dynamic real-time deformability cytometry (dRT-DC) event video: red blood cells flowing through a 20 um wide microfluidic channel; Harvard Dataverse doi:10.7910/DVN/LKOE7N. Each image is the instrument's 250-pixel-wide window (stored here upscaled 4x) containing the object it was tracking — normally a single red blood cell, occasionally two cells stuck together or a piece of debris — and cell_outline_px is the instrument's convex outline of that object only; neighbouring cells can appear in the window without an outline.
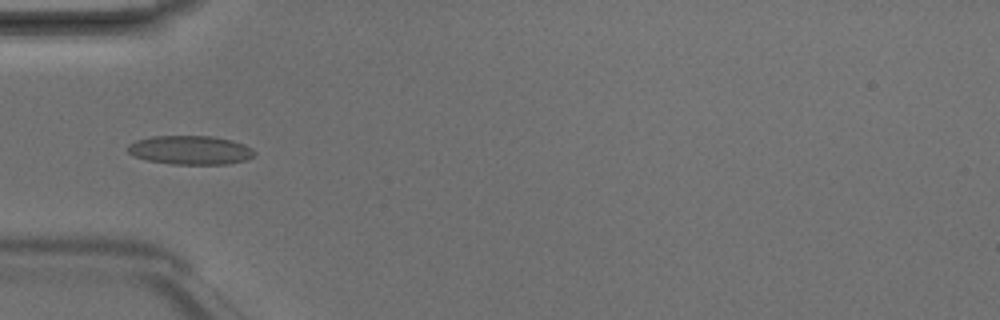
{"species": "Egyptian fruit bat (a non-hibernating species)", "species_latin": "Rousettus aegyptiacus", "temperature_condition": "room temperature", "stored_images_in_passage": 5, "camera_frame_rate_fps": 3000, "um_per_image_px": 0.085, "animal": {"sex": "male"}, "frame": {"image": 1, "passage_image": 4, "time_ms": 1.0, "image_size_px": [1000, 320], "cell_outline_px": [[256, 156], [244, 160], [228, 164], [172, 164], [148, 160], [132, 156], [124, 148], [128, 144], [136, 140], [152, 136], [212, 136], [232, 140], [244, 144], [252, 148], [256, 152]], "centroid_in_image_um": [16.16, 12.75], "position_along_channel_um": 68.8, "area_um2": 21.56}}